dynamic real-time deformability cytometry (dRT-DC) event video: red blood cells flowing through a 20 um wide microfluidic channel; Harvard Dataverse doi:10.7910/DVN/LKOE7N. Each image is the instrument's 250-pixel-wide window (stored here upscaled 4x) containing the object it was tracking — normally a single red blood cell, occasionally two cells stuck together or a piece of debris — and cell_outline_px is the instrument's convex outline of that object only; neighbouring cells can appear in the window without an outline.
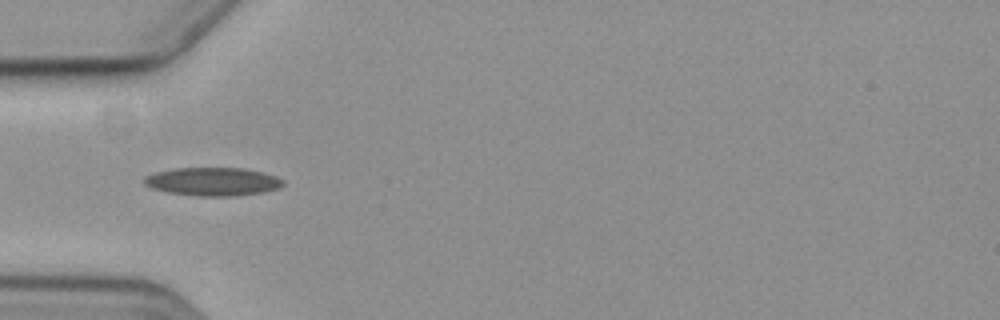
{"species": "common noctule bat (a hibernating species)", "species_latin": "Nyctalus noctula", "temperature_condition": "cold", "stored_images_in_passage": 9, "camera_frame_rate_fps": 3000, "um_per_image_px": 0.085, "animal": {"sex": "female", "body_mass_g": 19.3, "forearm_length_mm": 54.1}, "frame": {"image": 1, "passage_image": 6, "time_ms": 6.0, "image_size_px": [1000, 320], "cell_outline_px": [[284, 184], [280, 188], [264, 192], [232, 196], [200, 196], [168, 192], [152, 188], [144, 184], [144, 176], [156, 172], [176, 168], [244, 168], [276, 176], [284, 180]], "centroid_in_image_um": [18.1, 15.43], "position_along_channel_um": 66.9, "area_um2": 22.83}}
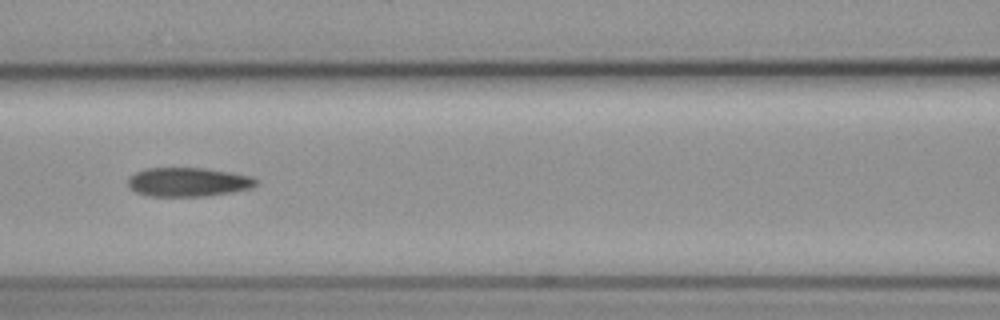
{"frame": {"image": 2, "passage_image": 8, "time_ms": 8.333, "image_size_px": [1000, 320], "cell_outline_px": [[260, 180], [252, 188], [232, 192], [208, 196], [148, 196], [136, 192], [128, 188], [128, 176], [144, 168], [208, 168], [252, 176]], "centroid_in_image_um": [15.99, 15.47], "position_along_channel_um": 150.6, "area_um2": 21.96}}
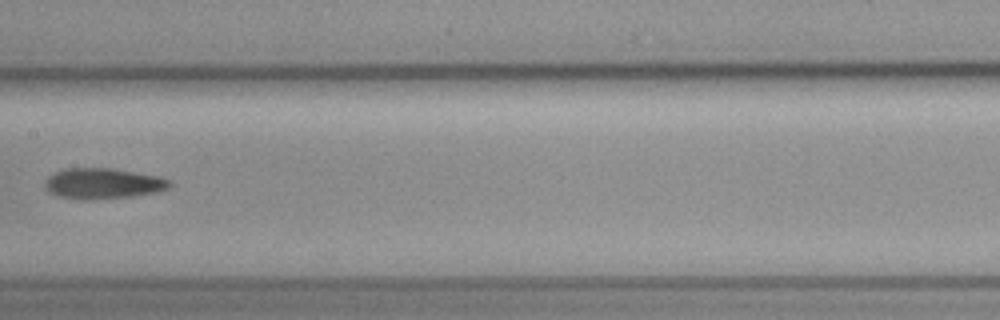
{"frame": {"image": 3, "passage_image": 9, "time_ms": 9.667, "image_size_px": [1000, 320], "cell_outline_px": [[172, 184], [168, 188], [160, 192], [132, 196], [84, 200], [80, 200], [60, 196], [48, 192], [48, 176], [64, 168], [112, 168], [160, 176], [172, 180]], "centroid_in_image_um": [8.84, 15.59], "position_along_channel_um": 198.6, "area_um2": 22.25}}